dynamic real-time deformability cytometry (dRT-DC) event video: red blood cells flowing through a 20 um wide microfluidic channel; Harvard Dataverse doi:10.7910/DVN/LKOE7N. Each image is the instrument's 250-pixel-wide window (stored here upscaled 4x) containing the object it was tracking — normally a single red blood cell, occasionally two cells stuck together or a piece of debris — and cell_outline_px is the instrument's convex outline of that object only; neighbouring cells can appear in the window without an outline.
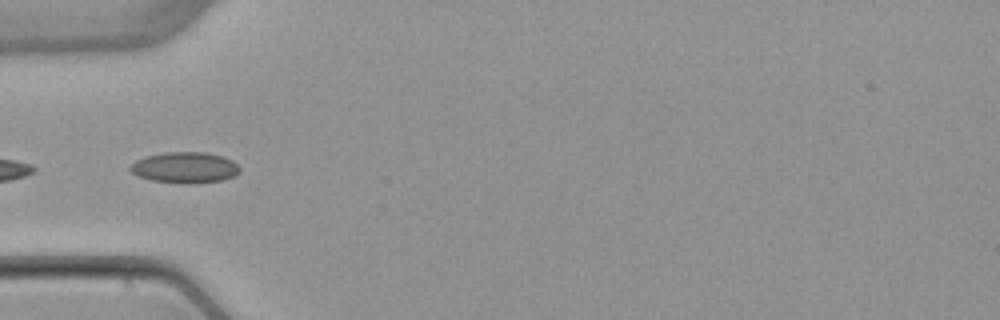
{"species": "common noctule bat (a hibernating species)", "species_latin": "Nyctalus noctula", "temperature_condition": "warm", "stored_images_in_passage": 4, "camera_frame_rate_fps": 3000, "um_per_image_px": 0.085, "animal": {"sex": "female", "body_mass_g": 22.7, "forearm_length_mm": 54.2}, "frame": {"image": 1, "passage_image": 4, "time_ms": 3.667, "image_size_px": [1000, 320], "cell_outline_px": [[240, 172], [224, 180], [192, 184], [184, 184], [152, 180], [140, 176], [132, 172], [128, 168], [136, 160], [144, 156], [164, 152], [204, 152], [224, 156], [232, 160], [240, 168]], "centroid_in_image_um": [15.73, 14.24], "position_along_channel_um": 69.3, "area_um2": 19.88}}